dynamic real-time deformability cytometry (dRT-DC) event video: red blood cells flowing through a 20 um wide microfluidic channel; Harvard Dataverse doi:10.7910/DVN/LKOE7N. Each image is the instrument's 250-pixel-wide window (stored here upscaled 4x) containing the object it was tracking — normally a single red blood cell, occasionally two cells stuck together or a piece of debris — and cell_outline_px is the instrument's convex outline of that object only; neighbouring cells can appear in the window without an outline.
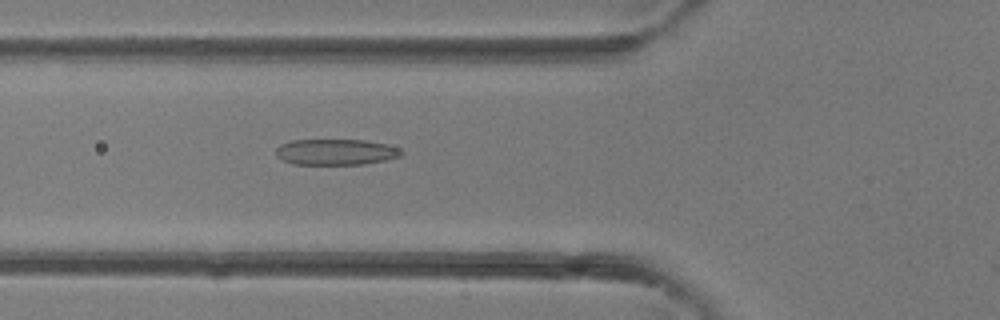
{"species": "common noctule bat (a hibernating species)", "species_latin": "Nyctalus noctula", "temperature_condition": "room temperature", "stored_images_in_passage": 16, "camera_frame_rate_fps": 3000, "um_per_image_px": 0.085, "animal": {"sex": "female"}, "frame": {"image": 1, "passage_image": 15, "time_ms": 4.667, "image_size_px": [1000, 320], "cell_outline_px": [[404, 152], [400, 156], [384, 160], [364, 164], [292, 164], [276, 156], [276, 148], [280, 144], [292, 140], [364, 140], [388, 144], [400, 148]], "centroid_in_image_um": [28.55, 12.91], "position_along_channel_um": 97.3, "area_um2": 18.96}}